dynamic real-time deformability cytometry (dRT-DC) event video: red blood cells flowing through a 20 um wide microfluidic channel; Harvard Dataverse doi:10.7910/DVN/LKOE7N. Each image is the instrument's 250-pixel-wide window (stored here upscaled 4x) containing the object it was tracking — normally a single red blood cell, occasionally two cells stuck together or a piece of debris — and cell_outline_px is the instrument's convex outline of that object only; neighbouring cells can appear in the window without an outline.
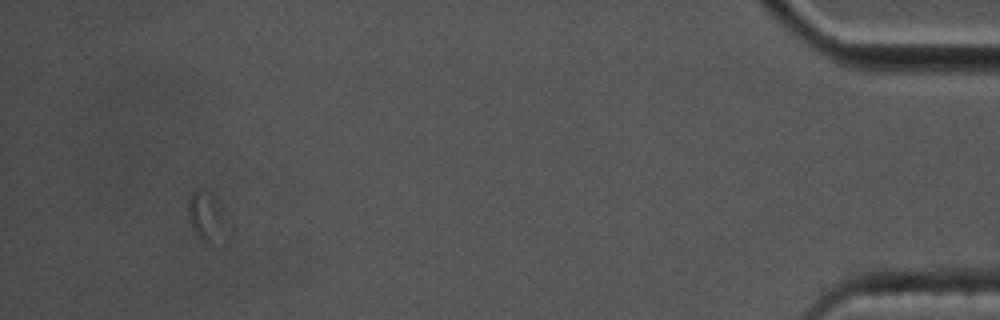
{"species": "common noctule bat (a hibernating species)", "species_latin": "Nyctalus noctula", "temperature_condition": "cold", "stored_images_in_passage": 49, "camera_frame_rate_fps": 3000, "um_per_image_px": 0.085, "animal": {"sex": "male", "body_mass_g": 17.5, "forearm_length_mm": 52.3}, "frame": {"image": 1, "passage_image": 49, "time_ms": 16.0, "image_size_px": [1000, 320], "cell_outline_px": [[232, 236], [224, 244], [204, 244], [192, 228], [188, 212], [188, 204], [192, 192], [196, 188], [216, 196], [224, 204], [232, 220]], "centroid_in_image_um": [17.81, 18.53], "position_along_channel_um": 417.4, "area_um2": 13.18}}